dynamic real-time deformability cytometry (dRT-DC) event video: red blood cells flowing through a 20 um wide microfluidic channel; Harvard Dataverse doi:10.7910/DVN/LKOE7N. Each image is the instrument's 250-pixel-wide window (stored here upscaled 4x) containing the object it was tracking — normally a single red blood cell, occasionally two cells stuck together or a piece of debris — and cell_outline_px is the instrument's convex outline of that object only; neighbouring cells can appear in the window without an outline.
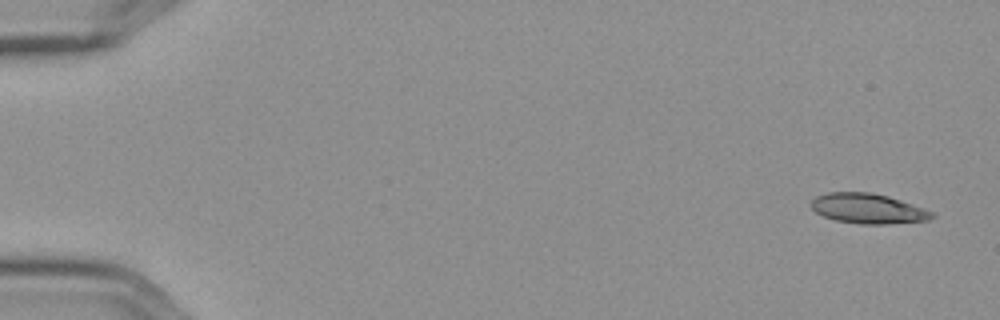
{"species": "Egyptian fruit bat (a non-hibernating species)", "species_latin": "Rousettus aegyptiacus", "temperature_condition": "cold", "stored_images_in_passage": 5, "camera_frame_rate_fps": 3000, "um_per_image_px": 0.085, "frame": {"image": 1, "passage_image": 1, "time_ms": 0.0, "image_size_px": [1000, 320], "cell_outline_px": [[936, 216], [928, 220], [888, 224], [860, 224], [836, 220], [824, 216], [816, 212], [808, 204], [816, 196], [828, 192], [872, 192], [888, 196], [924, 208], [932, 212]], "centroid_in_image_um": [73.76, 17.72], "position_along_channel_um": 11.2, "area_um2": 21.15}}
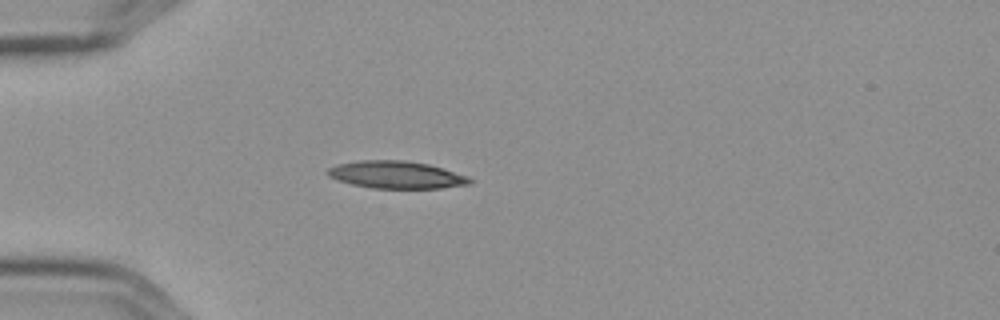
{"frame": {"image": 2, "passage_image": 5, "time_ms": 1.333, "image_size_px": [1000, 320], "cell_outline_px": [[472, 184], [440, 188], [372, 188], [352, 184], [336, 180], [328, 176], [324, 172], [328, 168], [336, 164], [356, 160], [404, 160], [428, 164], [444, 168], [468, 176], [472, 180]], "centroid_in_image_um": [33.65, 14.85], "position_along_channel_um": 51.3, "area_um2": 22.95}}